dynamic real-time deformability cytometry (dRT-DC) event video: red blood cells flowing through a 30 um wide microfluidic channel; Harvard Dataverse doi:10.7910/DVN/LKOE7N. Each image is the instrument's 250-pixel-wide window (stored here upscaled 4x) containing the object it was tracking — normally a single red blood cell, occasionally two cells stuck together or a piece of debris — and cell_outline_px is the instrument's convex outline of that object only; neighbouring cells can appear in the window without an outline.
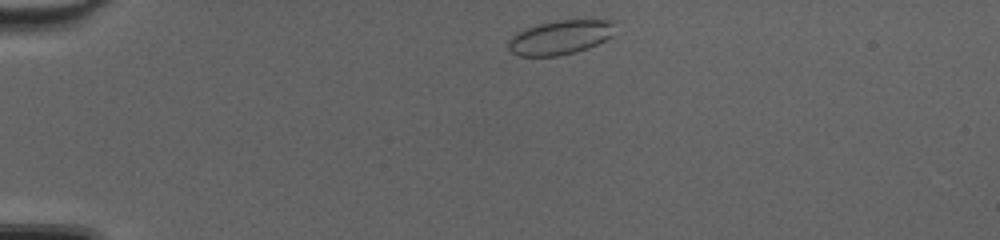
{"species": "common noctule bat (a hibernating species)", "species_latin": "Nyctalus noctula", "temperature_condition": "cold", "stored_images_in_passage": 26, "camera_frame_rate_fps": 3000, "um_per_image_px": 0.085, "animal": {"sex": "female", "body_mass_g": 20.0, "forearm_length_mm": 54.0}, "frame": {"image": 1, "passage_image": 2, "time_ms": 0.333, "image_size_px": [1000, 240], "cell_outline_px": [[616, 20], [612, 36], [596, 44], [572, 52], [556, 56], [520, 56], [512, 52], [508, 48], [508, 40], [516, 32], [540, 24], [556, 20]], "centroid_in_image_um": [47.61, 3.16], "position_along_channel_um": 37.4, "area_um2": 20.98}}
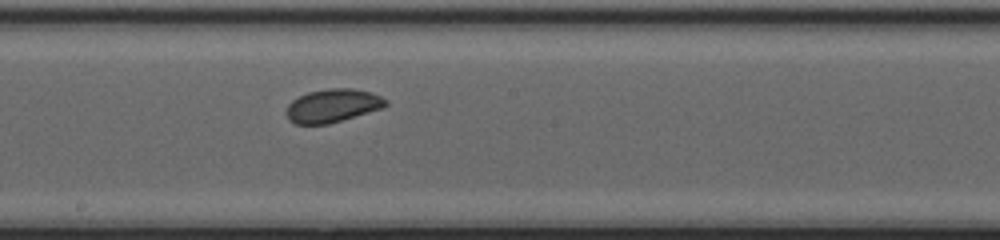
{"frame": {"image": 2, "passage_image": 19, "time_ms": 6.0, "image_size_px": [1000, 240], "cell_outline_px": [[388, 104], [380, 108], [328, 124], [296, 124], [288, 120], [288, 104], [292, 100], [308, 92], [328, 88], [352, 88], [372, 92], [388, 100]], "centroid_in_image_um": [28.27, 8.97], "position_along_channel_um": 219.9, "area_um2": 19.02}}
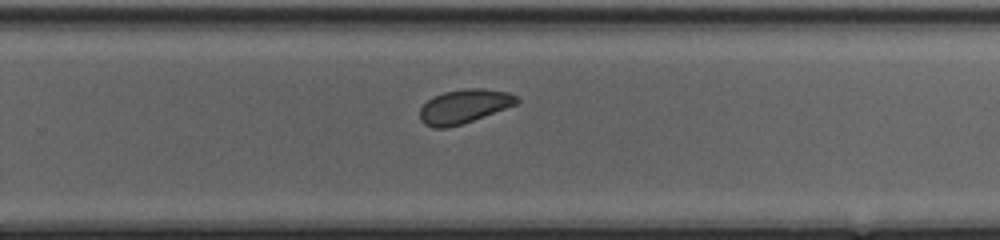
{"frame": {"image": 3, "passage_image": 24, "time_ms": 7.667, "image_size_px": [1000, 240], "cell_outline_px": [[520, 100], [516, 104], [472, 120], [460, 124], [444, 128], [432, 128], [424, 124], [420, 120], [420, 108], [428, 100], [444, 92], [468, 88], [484, 88], [508, 92], [516, 96]], "centroid_in_image_um": [39.43, 9.03], "position_along_channel_um": 290.4, "area_um2": 18.84}}